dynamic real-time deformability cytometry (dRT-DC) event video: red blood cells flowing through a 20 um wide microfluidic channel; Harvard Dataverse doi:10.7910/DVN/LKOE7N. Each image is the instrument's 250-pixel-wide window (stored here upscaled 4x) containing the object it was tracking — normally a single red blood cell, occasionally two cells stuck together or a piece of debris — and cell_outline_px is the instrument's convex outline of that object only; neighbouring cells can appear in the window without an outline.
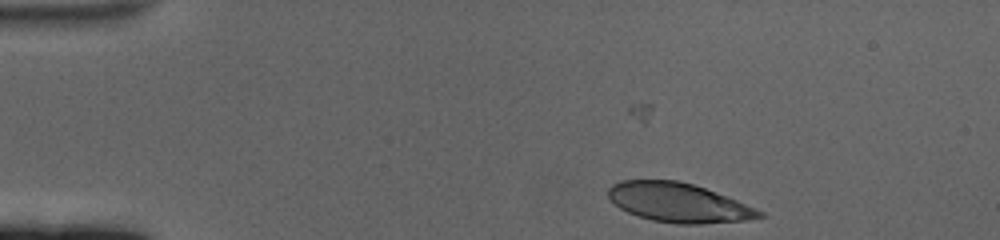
{"species": "human", "species_latin": "Homo sapiens", "temperature_condition": "cold", "stored_images_in_passage": 4, "camera_frame_rate_fps": 3000, "um_per_image_px": 0.085, "donor": {"sex": "female"}, "frame": {"image": 1, "passage_image": 4, "time_ms": 1.0, "image_size_px": [1000, 240], "cell_outline_px": [[764, 216], [744, 220], [700, 224], [676, 224], [652, 220], [628, 212], [620, 208], [608, 196], [608, 188], [612, 184], [620, 180], [676, 180], [692, 184], [704, 188], [736, 200], [756, 208], [764, 212]], "centroid_in_image_um": [57.65, 17.22], "position_along_channel_um": 27.3, "area_um2": 34.16}}